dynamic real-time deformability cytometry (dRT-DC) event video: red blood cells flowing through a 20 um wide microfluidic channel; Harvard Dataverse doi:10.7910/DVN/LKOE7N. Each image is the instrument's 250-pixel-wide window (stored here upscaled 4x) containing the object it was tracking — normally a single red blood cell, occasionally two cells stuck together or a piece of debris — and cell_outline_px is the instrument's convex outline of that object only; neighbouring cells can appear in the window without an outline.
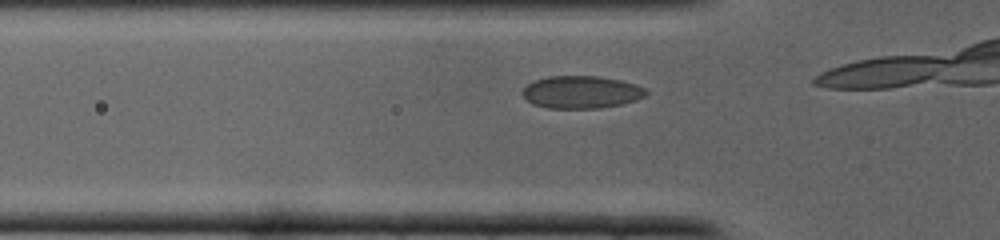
{"species": "common noctule bat (a hibernating species)", "species_latin": "Nyctalus noctula", "temperature_condition": "cold", "stored_images_in_passage": 5, "camera_frame_rate_fps": 3000, "um_per_image_px": 0.085, "animal": {"sex": "male", "body_mass_g": 19.0, "forearm_length_mm": 50.8}, "frame": {"image": 1, "passage_image": 3, "time_ms": 0.667, "image_size_px": [1000, 240], "cell_outline_px": [[648, 92], [644, 96], [636, 100], [620, 104], [600, 108], [548, 108], [532, 104], [520, 92], [528, 84], [536, 80], [548, 76], [596, 76], [620, 80], [636, 84], [644, 88]], "centroid_in_image_um": [49.4, 7.83], "position_along_channel_um": 76.4, "area_um2": 23.29}}